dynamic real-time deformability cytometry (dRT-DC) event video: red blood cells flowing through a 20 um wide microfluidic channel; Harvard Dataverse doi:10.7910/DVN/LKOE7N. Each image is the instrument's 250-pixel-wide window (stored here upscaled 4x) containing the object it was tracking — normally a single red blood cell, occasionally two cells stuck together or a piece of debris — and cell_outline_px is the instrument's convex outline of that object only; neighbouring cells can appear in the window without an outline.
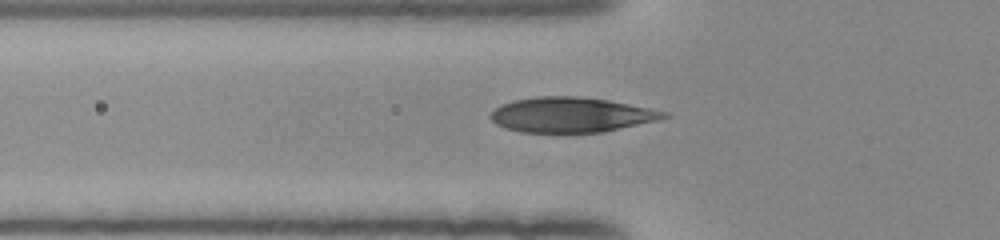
{"species": "human", "species_latin": "Homo sapiens", "temperature_condition": "room temperature", "stored_images_in_passage": 36, "camera_frame_rate_fps": 3000, "um_per_image_px": 0.085, "donor": {"sex": "female"}, "frame": {"image": 1, "passage_image": 3, "time_ms": 0.667, "image_size_px": [1000, 240], "cell_outline_px": [[672, 116], [656, 120], [604, 132], [520, 132], [504, 128], [496, 124], [488, 116], [500, 104], [516, 100], [536, 96], [580, 96], [608, 100], [668, 112]], "centroid_in_image_um": [48.52, 9.75], "position_along_channel_um": 77.3, "area_um2": 35.26}}
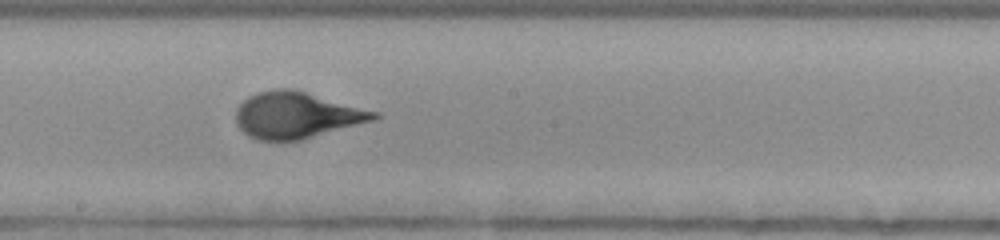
{"frame": {"image": 2, "passage_image": 14, "time_ms": 4.333, "image_size_px": [1000, 240], "cell_outline_px": [[380, 116], [372, 120], [300, 140], [256, 140], [248, 136], [236, 124], [236, 108], [248, 96], [260, 92], [280, 88], [292, 88], [380, 112]], "centroid_in_image_um": [25.18, 9.78], "position_along_channel_um": 223.0, "area_um2": 36.99}}
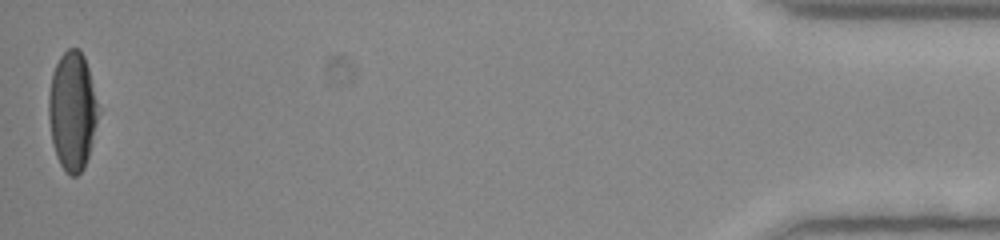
{"frame": {"image": 3, "passage_image": 36, "time_ms": 11.667, "image_size_px": [1000, 240], "cell_outline_px": [[100, 112], [88, 156], [84, 168], [76, 176], [72, 176], [60, 164], [56, 156], [52, 140], [48, 116], [48, 96], [52, 72], [60, 56], [68, 48], [76, 48], [84, 56], [88, 68]], "centroid_in_image_um": [6.14, 9.42], "position_along_channel_um": 429.1, "area_um2": 34.16}, "authors_computed_cell_mechanics": {"area_um2": 36.8475, "velocity_mm_per_s": 3.9724, "shape_relaxation_time_tau1_ms": 4.1588, "shape_relaxation_time_tau2_ms": null, "deformation_change_tau1": 0.2113, "deformation_change_tau2": null}}